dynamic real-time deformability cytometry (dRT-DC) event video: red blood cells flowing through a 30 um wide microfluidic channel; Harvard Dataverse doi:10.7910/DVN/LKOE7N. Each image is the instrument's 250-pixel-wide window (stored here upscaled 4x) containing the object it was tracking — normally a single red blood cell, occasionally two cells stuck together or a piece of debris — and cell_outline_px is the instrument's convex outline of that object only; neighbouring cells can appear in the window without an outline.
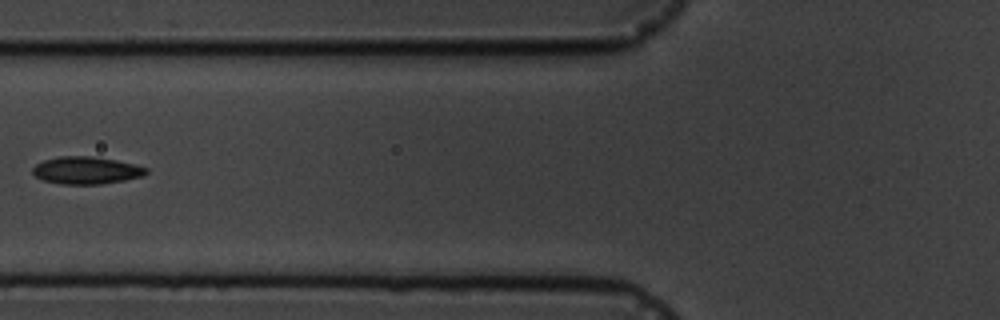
{"species": "common noctule bat (a hibernating species)", "species_latin": "Nyctalus noctula", "temperature_condition": "cold", "stored_images_in_passage": 11, "camera_frame_rate_fps": 3000, "um_per_image_px": 0.085, "animal": {"sex": "male", "body_mass_g": 19.5, "forearm_length_mm": 54.6}, "frame": {"image": 1, "passage_image": 7, "time_ms": 6.667, "image_size_px": [1000, 320], "cell_outline_px": [[148, 172], [144, 176], [124, 180], [100, 184], [60, 184], [40, 180], [32, 172], [32, 168], [36, 164], [44, 160], [60, 156], [92, 156], [116, 160], [148, 168]], "centroid_in_image_um": [7.31, 14.48], "position_along_channel_um": 118.5, "area_um2": 18.15}}
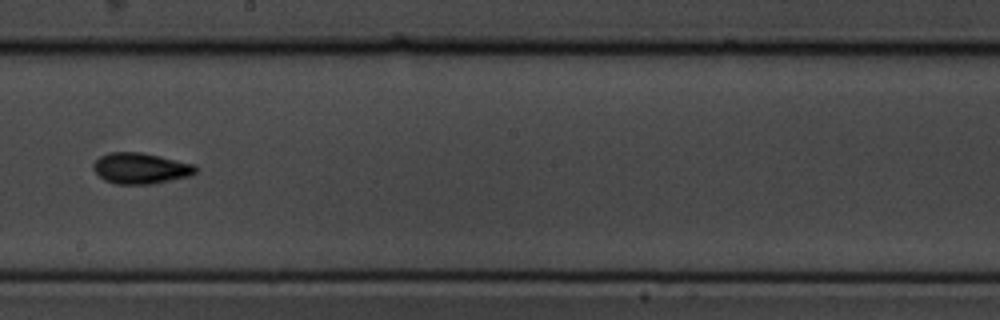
{"frame": {"image": 2, "passage_image": 10, "time_ms": 10.0, "image_size_px": [1000, 320], "cell_outline_px": [[196, 172], [188, 176], [152, 184], [116, 184], [104, 180], [92, 168], [92, 164], [100, 156], [108, 152], [140, 152], [160, 156], [196, 164]], "centroid_in_image_um": [11.93, 14.3], "position_along_channel_um": 236.3, "area_um2": 18.44}}
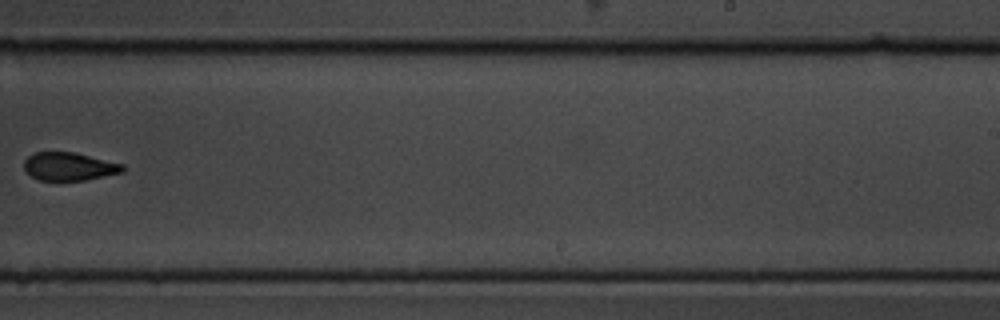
{"frame": {"image": 3, "passage_image": 11, "time_ms": 11.333, "image_size_px": [1000, 320], "cell_outline_px": [[124, 172], [84, 180], [40, 180], [32, 176], [24, 168], [24, 160], [28, 156], [36, 152], [76, 152], [124, 164]], "centroid_in_image_um": [5.9, 14.14], "position_along_channel_um": 283.1, "area_um2": 16.13}}